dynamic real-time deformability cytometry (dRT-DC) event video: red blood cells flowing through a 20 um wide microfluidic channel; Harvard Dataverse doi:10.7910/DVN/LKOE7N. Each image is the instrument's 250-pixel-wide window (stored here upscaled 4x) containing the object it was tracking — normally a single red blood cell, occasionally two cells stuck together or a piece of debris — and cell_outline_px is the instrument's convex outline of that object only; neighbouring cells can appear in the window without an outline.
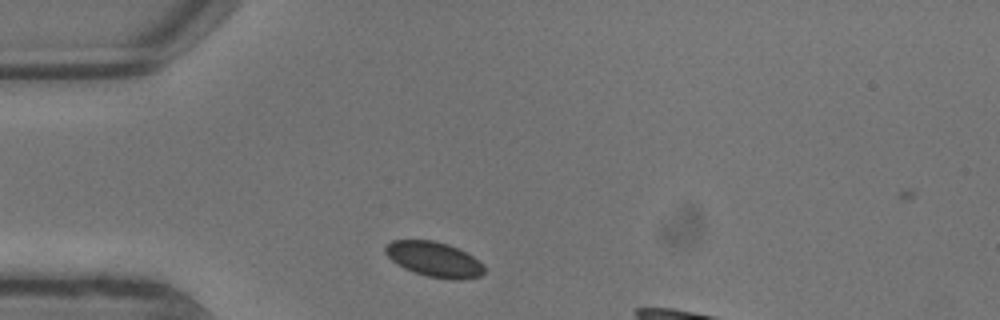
{"species": "common noctule bat (a hibernating species)", "species_latin": "Nyctalus noctula", "temperature_condition": "warm", "stored_images_in_passage": 3, "camera_frame_rate_fps": 3000, "um_per_image_px": 0.085, "animal": {"sex": "male", "body_mass_g": 13.3}, "frame": {"image": 1, "passage_image": 1, "time_ms": 0.0, "image_size_px": [1000, 320], "cell_outline_px": [[484, 272], [480, 276], [464, 280], [452, 280], [428, 276], [404, 268], [396, 264], [384, 252], [384, 244], [392, 240], [432, 240], [448, 244], [472, 256], [484, 264]], "centroid_in_image_um": [36.89, 22.04], "position_along_channel_um": 48.1, "area_um2": 20.23}}
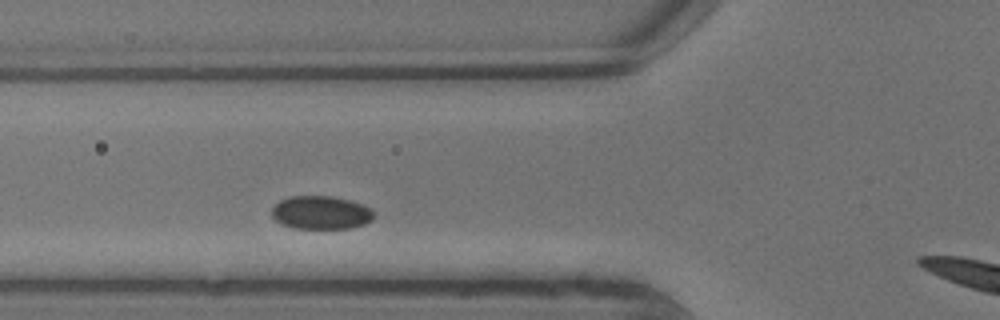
{"frame": {"image": 2, "passage_image": 3, "time_ms": 0.667, "image_size_px": [1000, 320], "cell_outline_px": [[372, 220], [364, 224], [352, 228], [292, 228], [280, 224], [272, 216], [272, 208], [280, 200], [288, 196], [332, 196], [348, 200], [372, 208]], "centroid_in_image_um": [27.25, 18.07], "position_along_channel_um": 98.6, "area_um2": 19.77}}